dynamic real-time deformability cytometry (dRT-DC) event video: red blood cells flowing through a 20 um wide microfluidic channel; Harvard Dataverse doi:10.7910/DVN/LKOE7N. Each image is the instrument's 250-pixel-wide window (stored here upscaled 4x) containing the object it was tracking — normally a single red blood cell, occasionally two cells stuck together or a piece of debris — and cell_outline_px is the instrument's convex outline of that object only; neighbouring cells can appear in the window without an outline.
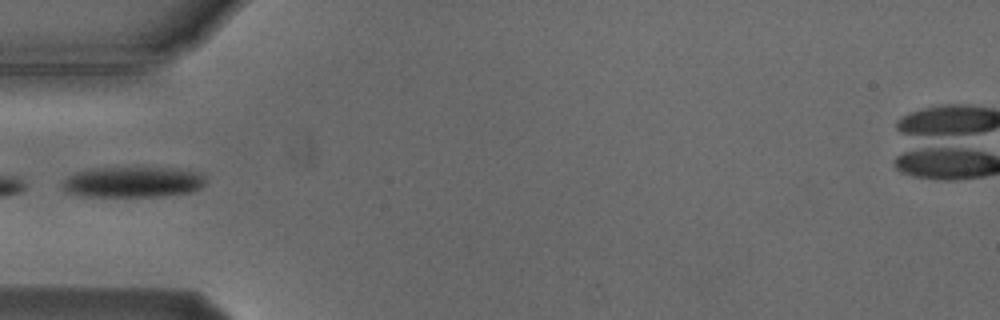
{"species": "Egyptian fruit bat (a non-hibernating species)", "species_latin": "Rousettus aegyptiacus", "temperature_condition": "cold", "stored_images_in_passage": 5, "camera_frame_rate_fps": 3000, "um_per_image_px": 0.085, "animal": {"sex": "male"}, "frame": {"image": 1, "passage_image": 5, "time_ms": 4.667, "image_size_px": [1000, 320], "cell_outline_px": [[204, 184], [200, 188], [192, 192], [160, 196], [80, 196], [68, 192], [64, 188], [64, 180], [68, 176], [76, 172], [88, 168], [136, 164], [176, 168], [200, 172], [204, 176]], "centroid_in_image_um": [11.32, 15.4], "position_along_channel_um": 73.7, "area_um2": 26.82}}